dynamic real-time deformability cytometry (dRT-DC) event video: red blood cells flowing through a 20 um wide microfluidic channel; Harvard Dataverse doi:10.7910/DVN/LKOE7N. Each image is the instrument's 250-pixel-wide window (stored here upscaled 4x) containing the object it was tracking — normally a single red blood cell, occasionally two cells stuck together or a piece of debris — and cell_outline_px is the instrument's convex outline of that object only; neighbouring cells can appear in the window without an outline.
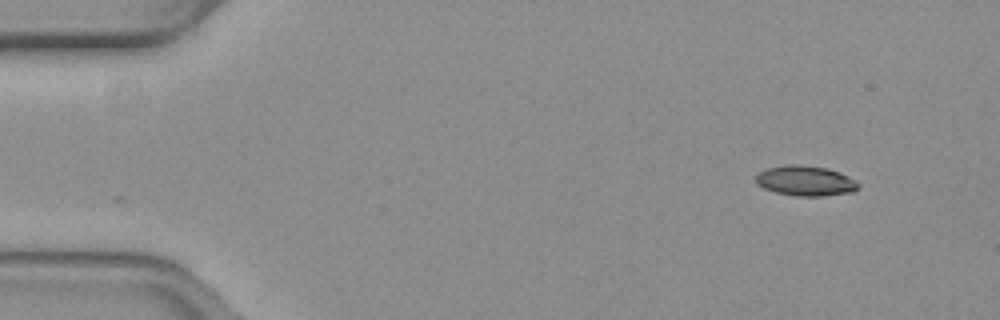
{"species": "common noctule bat (a hibernating species)", "species_latin": "Nyctalus noctula", "temperature_condition": "warm", "stored_images_in_passage": 41, "camera_frame_rate_fps": 3000, "um_per_image_px": 0.085, "animal": {"sex": "female", "body_mass_g": 19.3, "forearm_length_mm": 54.1}, "frame": {"image": 1, "passage_image": 1, "time_ms": 0.0, "image_size_px": [1000, 320], "cell_outline_px": [[860, 188], [852, 192], [824, 196], [796, 196], [776, 192], [764, 188], [756, 184], [756, 176], [764, 168], [792, 164], [796, 164], [828, 168], [840, 172], [856, 180], [860, 184]], "centroid_in_image_um": [68.49, 15.37], "position_along_channel_um": 16.5, "area_um2": 18.15}}
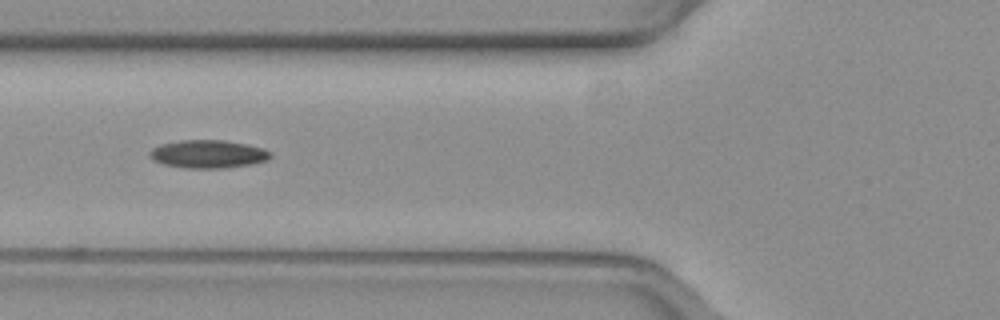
{"frame": {"image": 2, "passage_image": 16, "time_ms": 5.0, "image_size_px": [1000, 320], "cell_outline_px": [[272, 156], [268, 160], [252, 164], [224, 168], [184, 168], [164, 164], [152, 160], [148, 156], [148, 152], [152, 148], [160, 144], [180, 140], [224, 140], [264, 148], [272, 152]], "centroid_in_image_um": [17.67, 13.09], "position_along_channel_um": 108.1, "area_um2": 19.94}}
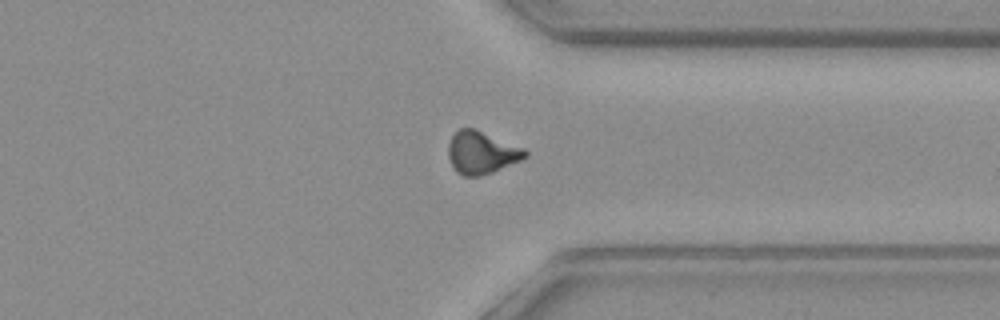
{"frame": {"image": 3, "passage_image": 36, "time_ms": 11.667, "image_size_px": [1000, 320], "cell_outline_px": [[528, 156], [520, 160], [492, 172], [480, 176], [464, 176], [456, 172], [448, 156], [448, 144], [452, 136], [460, 128], [472, 128], [524, 148], [528, 152]], "centroid_in_image_um": [40.92, 12.98], "position_along_channel_um": 370.5, "area_um2": 18.73}, "authors_computed_cell_mechanics": {"area_um2": 18.785, "velocity_mm_per_s": 3.9598, "shape_relaxation_time_tau1_ms": null, "shape_relaxation_time_tau2_ms": 8.5309, "deformation_change_tau1": null, "deformation_change_tau2": 0.1626}}